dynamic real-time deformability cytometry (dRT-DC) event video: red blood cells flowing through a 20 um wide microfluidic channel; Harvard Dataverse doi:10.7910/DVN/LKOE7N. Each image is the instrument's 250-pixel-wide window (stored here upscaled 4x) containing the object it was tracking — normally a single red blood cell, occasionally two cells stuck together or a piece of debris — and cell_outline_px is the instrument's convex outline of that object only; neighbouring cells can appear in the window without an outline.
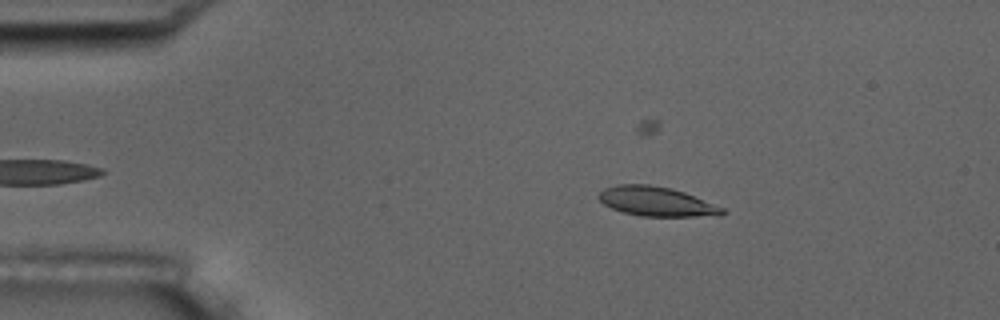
{"species": "common noctule bat (a hibernating species)", "species_latin": "Nyctalus noctula", "temperature_condition": "room temperature", "stored_images_in_passage": 3, "camera_frame_rate_fps": 3000, "um_per_image_px": 0.085, "animal": {"sex": "male", "body_mass_g": 17.5, "forearm_length_mm": 52.3}, "frame": {"image": 1, "passage_image": 1, "time_ms": 0.0, "image_size_px": [1000, 320], "cell_outline_px": [[728, 212], [720, 216], [640, 216], [624, 212], [612, 208], [604, 204], [596, 196], [604, 188], [616, 184], [648, 184], [672, 188], [684, 192], [724, 208]], "centroid_in_image_um": [55.81, 17.12], "position_along_channel_um": 29.2, "area_um2": 21.27}}